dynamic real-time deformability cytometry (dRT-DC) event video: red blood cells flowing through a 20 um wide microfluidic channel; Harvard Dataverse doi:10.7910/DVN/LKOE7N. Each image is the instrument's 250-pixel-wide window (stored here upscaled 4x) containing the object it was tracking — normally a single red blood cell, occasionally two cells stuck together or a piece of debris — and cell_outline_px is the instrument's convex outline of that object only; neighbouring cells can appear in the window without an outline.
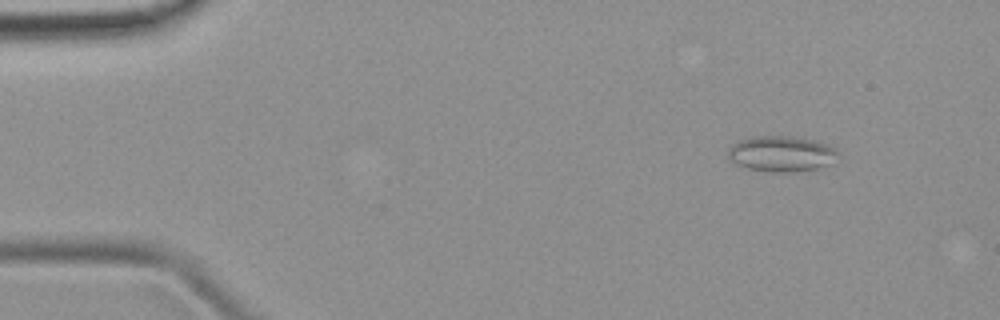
{"species": "common noctule bat (a hibernating species)", "species_latin": "Nyctalus noctula", "temperature_condition": "room temperature", "stored_images_in_passage": 49, "camera_frame_rate_fps": 3000, "um_per_image_px": 0.085, "animal": {"sex": "female", "body_mass_g": 19.9}, "frame": {"image": 1, "passage_image": 6, "time_ms": 1.667, "image_size_px": [1000, 320], "cell_outline_px": [[840, 152], [828, 164], [816, 168], [788, 172], [772, 172], [748, 168], [736, 164], [728, 160], [728, 152], [732, 144], [740, 140], [752, 136], [796, 136], [812, 140], [836, 148]], "centroid_in_image_um": [66.37, 13.06], "position_along_channel_um": 18.6, "area_um2": 22.66}}
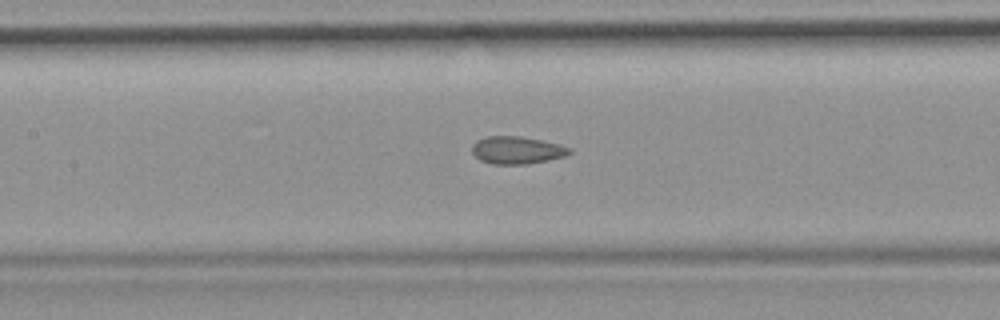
{"frame": {"image": 2, "passage_image": 23, "time_ms": 7.333, "image_size_px": [1000, 320], "cell_outline_px": [[572, 152], [564, 156], [548, 160], [524, 164], [492, 164], [480, 160], [472, 152], [472, 144], [488, 136], [520, 136], [560, 144], [572, 148]], "centroid_in_image_um": [43.96, 12.76], "position_along_channel_um": 163.4, "area_um2": 15.49}}
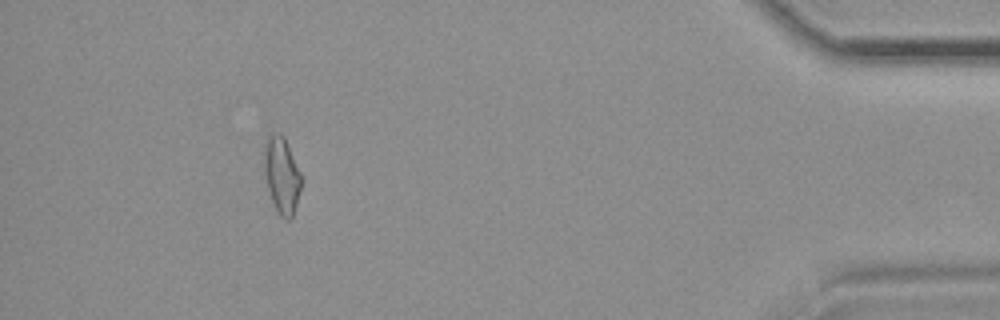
{"frame": {"image": 3, "passage_image": 45, "time_ms": 14.667, "image_size_px": [1000, 320], "cell_outline_px": [[300, 188], [296, 204], [292, 216], [288, 220], [284, 220], [280, 216], [272, 200], [268, 188], [264, 172], [264, 144], [268, 136], [272, 132], [280, 132], [284, 136], [300, 172]], "centroid_in_image_um": [23.92, 14.84], "position_along_channel_um": 411.3, "area_um2": 16.3}}